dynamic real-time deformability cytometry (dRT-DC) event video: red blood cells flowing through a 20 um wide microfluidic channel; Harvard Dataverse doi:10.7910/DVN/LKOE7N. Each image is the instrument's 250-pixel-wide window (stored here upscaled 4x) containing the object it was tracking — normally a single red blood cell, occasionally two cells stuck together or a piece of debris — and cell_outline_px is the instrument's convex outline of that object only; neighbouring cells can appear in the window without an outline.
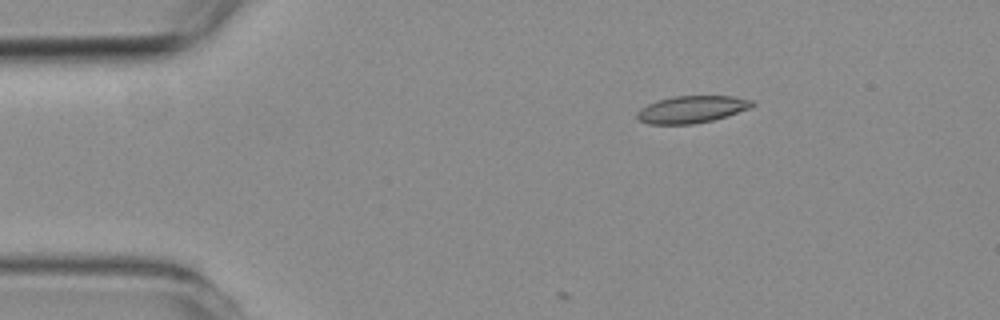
{"species": "common noctule bat (a hibernating species)", "species_latin": "Nyctalus noctula", "temperature_condition": "room temperature", "stored_images_in_passage": 2, "camera_frame_rate_fps": 3000, "um_per_image_px": 0.085, "animal": {"sex": "female", "body_mass_g": 19.3, "forearm_length_mm": 54.1}, "frame": {"image": 1, "passage_image": 1, "time_ms": 0.0, "image_size_px": [1000, 320], "cell_outline_px": [[756, 104], [748, 108], [712, 120], [692, 124], [648, 124], [640, 120], [636, 116], [636, 112], [640, 108], [648, 104], [660, 100], [676, 96], [732, 96], [752, 100]], "centroid_in_image_um": [58.76, 9.29], "position_along_channel_um": 26.2, "area_um2": 17.86}}
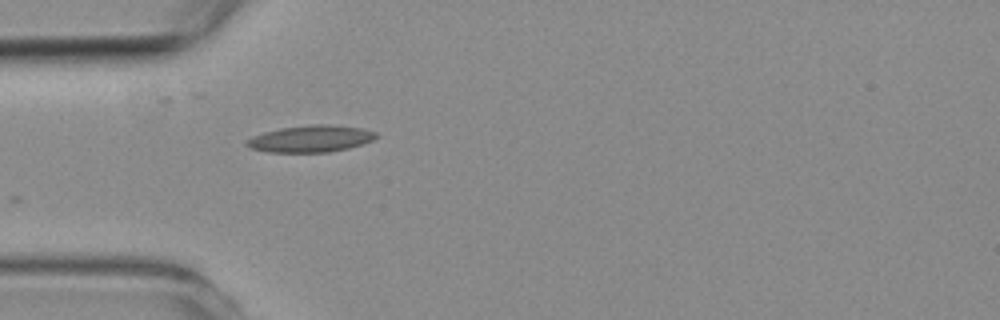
{"frame": {"image": 2, "passage_image": 2, "time_ms": 2.333, "image_size_px": [1000, 320], "cell_outline_px": [[380, 136], [364, 144], [348, 148], [328, 152], [268, 152], [248, 148], [244, 144], [248, 140], [264, 132], [280, 128], [316, 124], [328, 124], [360, 128], [376, 132]], "centroid_in_image_um": [26.44, 11.8], "position_along_channel_um": 58.6, "area_um2": 20.11}}